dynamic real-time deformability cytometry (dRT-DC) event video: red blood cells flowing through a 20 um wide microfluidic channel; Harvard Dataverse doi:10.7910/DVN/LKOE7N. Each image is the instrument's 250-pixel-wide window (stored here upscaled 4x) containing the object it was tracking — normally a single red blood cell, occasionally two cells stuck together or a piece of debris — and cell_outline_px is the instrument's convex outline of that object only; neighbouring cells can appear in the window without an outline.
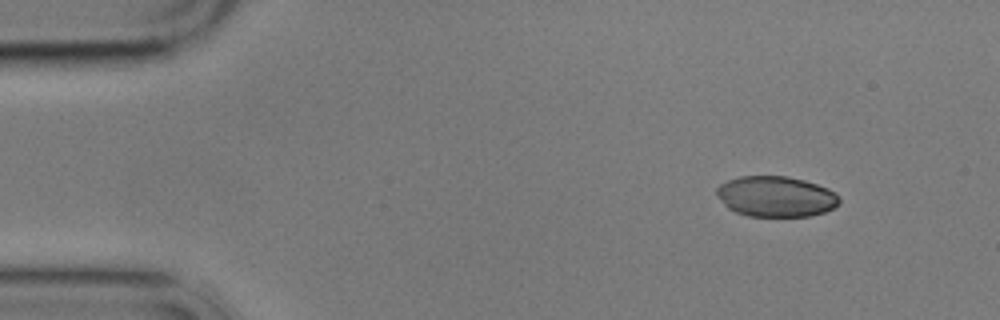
{"species": "common noctule bat (a hibernating species)", "species_latin": "Nyctalus noctula", "temperature_condition": "cold", "stored_images_in_passage": 10, "camera_frame_rate_fps": 3000, "um_per_image_px": 0.085, "animal": {"sex": "male", "body_mass_g": 17.9}, "frame": {"image": 1, "passage_image": 1, "time_ms": 0.0, "image_size_px": [1000, 320], "cell_outline_px": [[840, 204], [824, 212], [808, 216], [748, 216], [736, 212], [728, 208], [716, 196], [716, 188], [720, 184], [728, 180], [740, 176], [788, 176], [804, 180], [828, 188], [836, 192], [840, 196]], "centroid_in_image_um": [65.96, 16.7], "position_along_channel_um": 19.0, "area_um2": 29.19}}
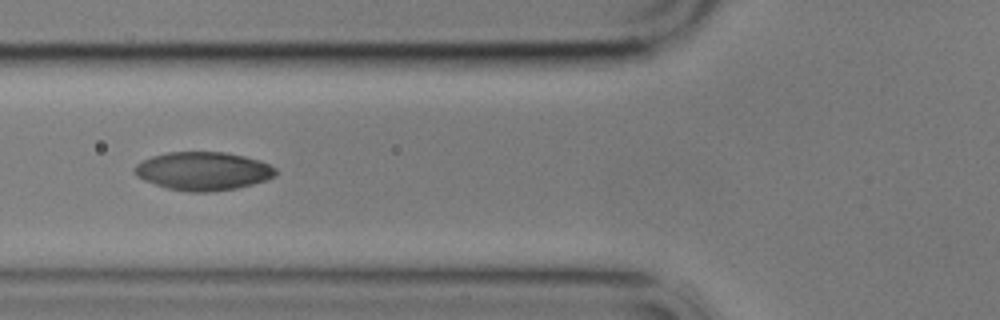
{"frame": {"image": 2, "passage_image": 5, "time_ms": 5.0, "image_size_px": [1000, 320], "cell_outline_px": [[276, 176], [252, 184], [236, 188], [208, 192], [188, 192], [168, 188], [144, 180], [136, 176], [132, 172], [132, 168], [136, 164], [152, 156], [168, 152], [224, 152], [244, 156], [260, 160], [276, 168]], "centroid_in_image_um": [17.24, 14.54], "position_along_channel_um": 108.6, "area_um2": 31.5}}
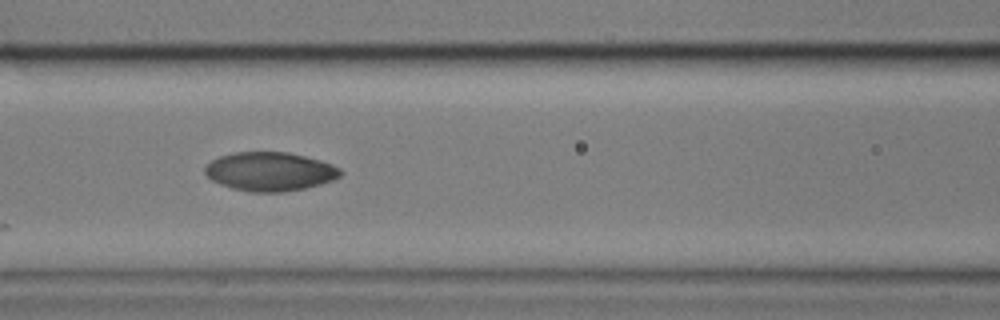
{"frame": {"image": 3, "passage_image": 6, "time_ms": 6.0, "image_size_px": [1000, 320], "cell_outline_px": [[344, 172], [340, 176], [332, 180], [320, 184], [304, 188], [284, 192], [252, 192], [232, 188], [220, 184], [212, 180], [204, 172], [204, 168], [212, 160], [220, 156], [236, 152], [288, 152], [320, 160], [332, 164], [340, 168]], "centroid_in_image_um": [22.95, 14.58], "position_along_channel_um": 143.6, "area_um2": 30.58}}